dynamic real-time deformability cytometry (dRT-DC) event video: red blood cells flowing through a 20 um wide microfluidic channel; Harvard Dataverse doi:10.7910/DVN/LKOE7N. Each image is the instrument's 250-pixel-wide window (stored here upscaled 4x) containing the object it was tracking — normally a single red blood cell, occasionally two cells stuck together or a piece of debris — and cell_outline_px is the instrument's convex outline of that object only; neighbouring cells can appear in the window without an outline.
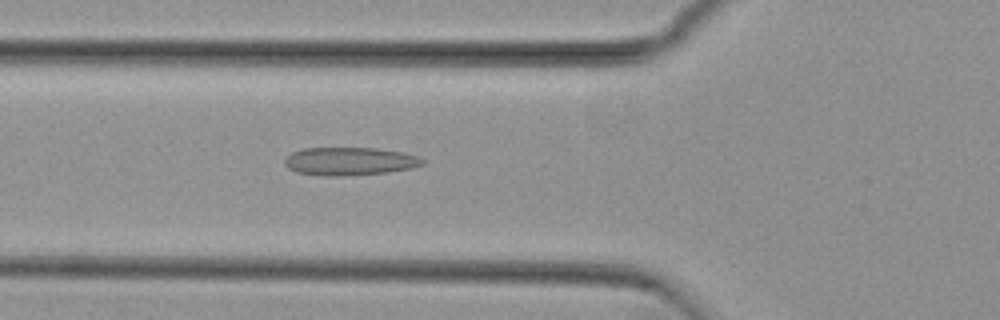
{"species": "common noctule bat (a hibernating species)", "species_latin": "Nyctalus noctula", "temperature_condition": "cold", "stored_images_in_passage": 40, "camera_frame_rate_fps": 3000, "um_per_image_px": 0.085, "animal": {"sex": "female", "body_mass_g": 29.2, "forearm_length_mm": 56.3}, "frame": {"image": 1, "passage_image": 9, "time_ms": 2.667, "image_size_px": [1000, 320], "cell_outline_px": [[424, 164], [412, 168], [388, 172], [344, 176], [328, 176], [296, 172], [288, 168], [284, 164], [284, 160], [292, 152], [304, 148], [376, 148], [400, 152], [416, 156], [424, 160]], "centroid_in_image_um": [29.7, 13.71], "position_along_channel_um": 96.1, "area_um2": 22.43}}
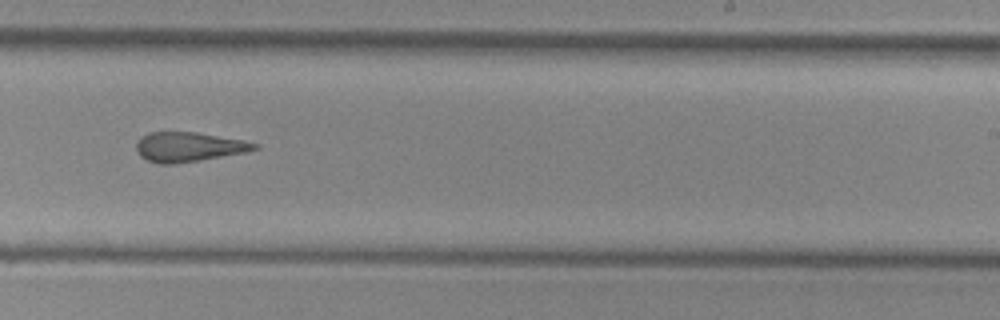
{"frame": {"image": 2, "passage_image": 23, "time_ms": 7.333, "image_size_px": [1000, 320], "cell_outline_px": [[260, 148], [248, 152], [176, 164], [160, 164], [148, 160], [140, 156], [136, 152], [136, 144], [140, 136], [148, 132], [196, 132], [244, 140], [260, 144]], "centroid_in_image_um": [16.05, 12.49], "position_along_channel_um": 273.0, "area_um2": 20.63}}
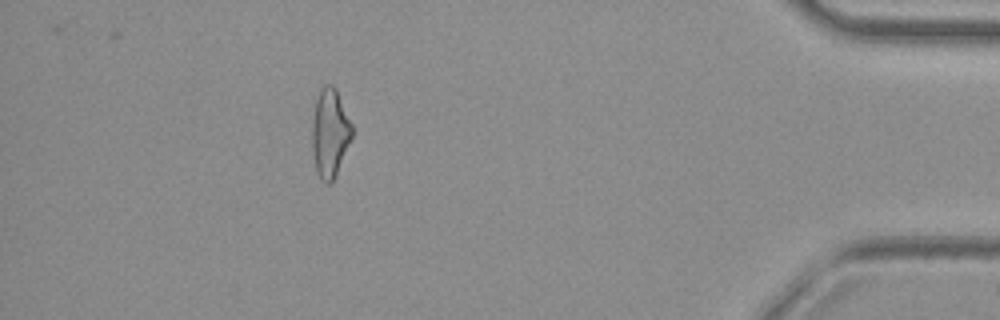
{"frame": {"image": 3, "passage_image": 38, "time_ms": 12.333, "image_size_px": [1000, 320], "cell_outline_px": [[352, 136], [336, 176], [332, 184], [324, 184], [320, 180], [316, 172], [312, 152], [312, 124], [316, 100], [320, 88], [324, 84], [332, 84], [336, 88], [352, 124]], "centroid_in_image_um": [28.03, 11.34], "position_along_channel_um": 407.2, "area_um2": 20.87}}